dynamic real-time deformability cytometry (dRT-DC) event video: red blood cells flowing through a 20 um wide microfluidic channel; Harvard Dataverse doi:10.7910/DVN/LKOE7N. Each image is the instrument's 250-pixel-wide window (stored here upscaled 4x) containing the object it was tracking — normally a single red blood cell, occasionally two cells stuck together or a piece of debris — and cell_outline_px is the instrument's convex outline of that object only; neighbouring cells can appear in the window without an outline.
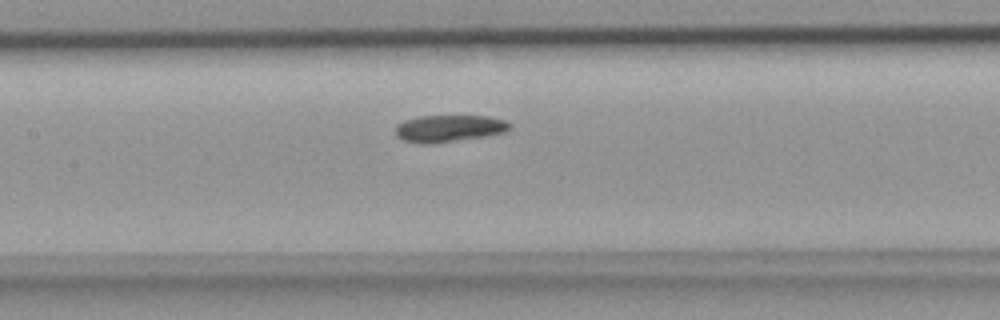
{"species": "common noctule bat (a hibernating species)", "species_latin": "Nyctalus noctula", "temperature_condition": "room temperature", "stored_images_in_passage": 32, "camera_frame_rate_fps": 3000, "um_per_image_px": 0.085, "animal": {"sex": "female", "body_mass_g": 18.4}, "frame": {"image": 1, "passage_image": 14, "time_ms": 4.333, "image_size_px": [1000, 320], "cell_outline_px": [[512, 124], [504, 132], [484, 136], [432, 144], [428, 144], [404, 140], [396, 136], [396, 124], [404, 120], [420, 116], [488, 116], [504, 120]], "centroid_in_image_um": [38.14, 10.91], "position_along_channel_um": 169.3, "area_um2": 17.74}}
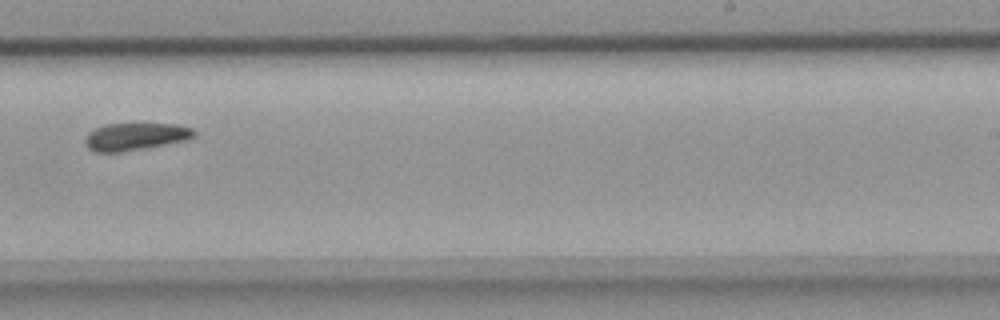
{"frame": {"image": 2, "passage_image": 21, "time_ms": 6.667, "image_size_px": [1000, 320], "cell_outline_px": [[196, 136], [184, 140], [148, 148], [120, 152], [96, 152], [88, 148], [84, 140], [88, 132], [104, 124], [176, 124], [192, 128], [196, 132]], "centroid_in_image_um": [11.5, 11.61], "position_along_channel_um": 277.5, "area_um2": 17.4}}
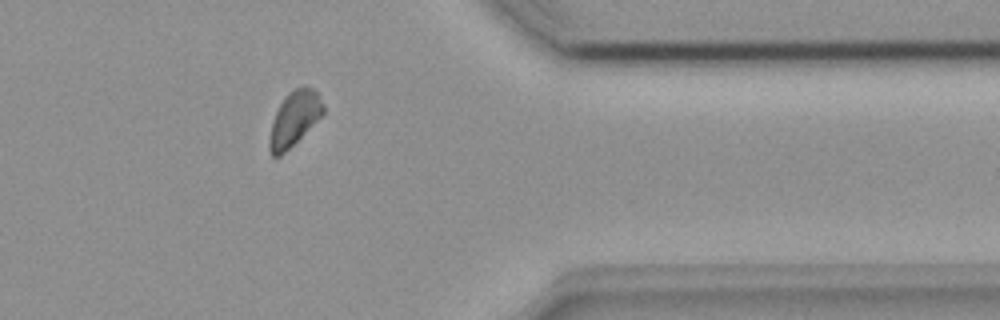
{"frame": {"image": 3, "passage_image": 29, "time_ms": 9.333, "image_size_px": [1000, 320], "cell_outline_px": [[324, 112], [280, 156], [272, 156], [268, 148], [268, 140], [272, 120], [284, 96], [288, 92], [304, 84], [308, 84], [316, 92], [324, 104]], "centroid_in_image_um": [24.98, 10.03], "position_along_channel_um": 386.4, "area_um2": 16.82}}